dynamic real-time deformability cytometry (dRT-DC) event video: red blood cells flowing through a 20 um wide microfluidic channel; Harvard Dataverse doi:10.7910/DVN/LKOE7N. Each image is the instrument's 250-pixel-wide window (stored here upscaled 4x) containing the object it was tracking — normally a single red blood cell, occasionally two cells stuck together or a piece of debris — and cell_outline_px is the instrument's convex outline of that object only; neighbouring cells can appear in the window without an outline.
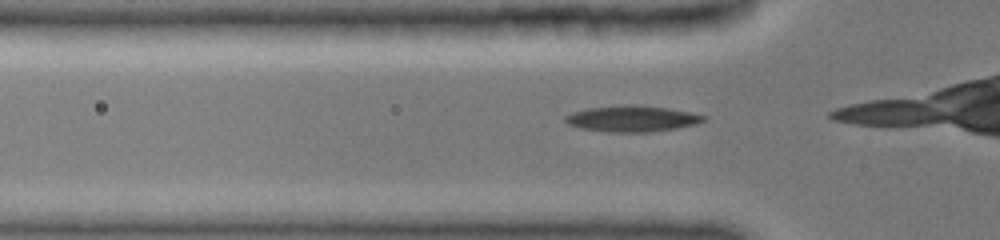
{"species": "common noctule bat (a hibernating species)", "species_latin": "Nyctalus noctula", "temperature_condition": "cold", "stored_images_in_passage": 12, "camera_frame_rate_fps": 3000, "um_per_image_px": 0.085, "animal": {"sex": "female", "body_mass_g": 19.0, "forearm_length_mm": 51.5}, "frame": {"image": 1, "passage_image": 6, "time_ms": 3.333, "image_size_px": [1000, 240], "cell_outline_px": [[704, 120], [696, 124], [676, 128], [648, 132], [608, 132], [580, 128], [568, 124], [564, 120], [564, 116], [572, 112], [588, 108], [664, 108], [688, 112], [704, 116]], "centroid_in_image_um": [53.67, 10.15], "position_along_channel_um": 72.1, "area_um2": 19.59}}